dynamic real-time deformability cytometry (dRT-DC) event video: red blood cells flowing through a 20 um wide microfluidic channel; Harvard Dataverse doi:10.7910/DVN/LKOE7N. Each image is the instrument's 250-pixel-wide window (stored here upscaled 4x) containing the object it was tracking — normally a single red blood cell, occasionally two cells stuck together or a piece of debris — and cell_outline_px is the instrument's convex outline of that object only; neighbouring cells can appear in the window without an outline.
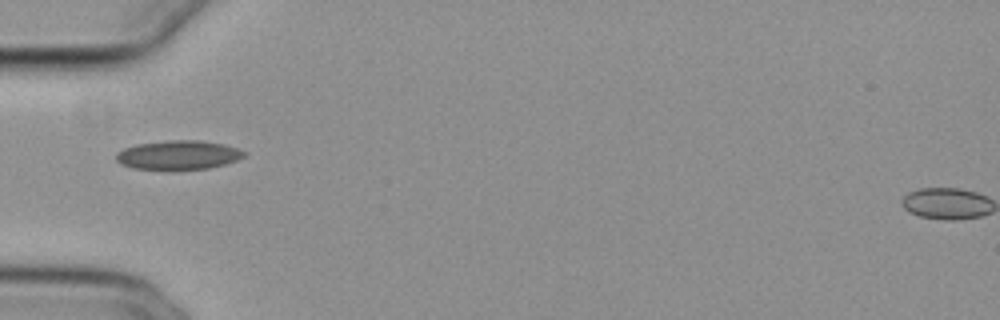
{"species": "common noctule bat (a hibernating species)", "species_latin": "Nyctalus noctula", "temperature_condition": "cold", "stored_images_in_passage": 30, "camera_frame_rate_fps": 3000, "um_per_image_px": 0.085, "animal": {"sex": "female", "body_mass_g": 29.2, "forearm_length_mm": 56.3}, "frame": {"image": 1, "passage_image": 1, "time_ms": 0.0, "image_size_px": [1000, 320], "cell_outline_px": [[248, 152], [244, 156], [236, 160], [224, 164], [208, 168], [172, 172], [168, 172], [132, 168], [120, 164], [116, 160], [116, 152], [124, 148], [136, 144], [168, 140], [200, 140], [224, 144]], "centroid_in_image_um": [15.11, 13.21], "position_along_channel_um": 69.9, "area_um2": 22.48}}
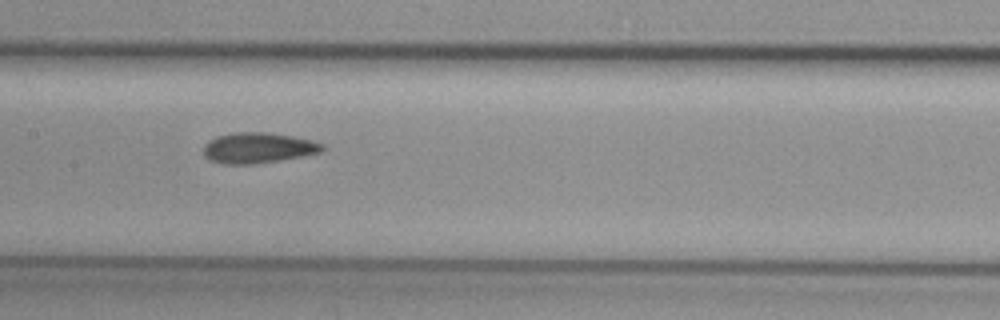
{"frame": {"image": 2, "passage_image": 10, "time_ms": 3.0, "image_size_px": [1000, 320], "cell_outline_px": [[324, 148], [320, 152], [280, 160], [252, 164], [224, 164], [212, 160], [204, 156], [204, 144], [208, 140], [216, 136], [236, 132], [264, 132], [292, 136], [312, 140], [324, 144]], "centroid_in_image_um": [21.91, 12.56], "position_along_channel_um": 185.5, "area_um2": 21.04}}
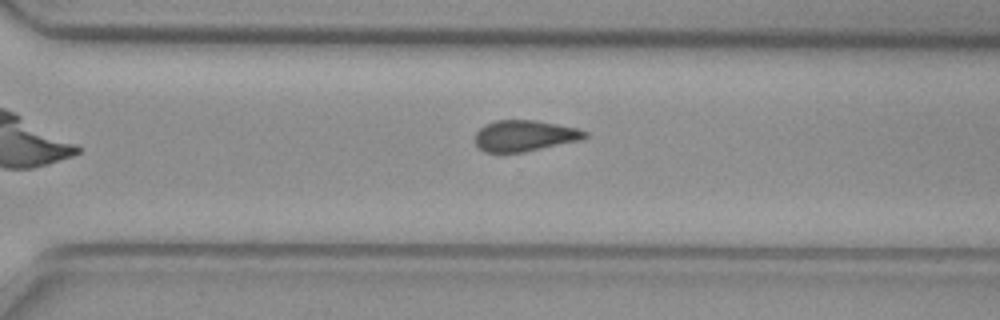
{"frame": {"image": 3, "passage_image": 21, "time_ms": 6.667, "image_size_px": [1000, 320], "cell_outline_px": [[588, 136], [584, 140], [524, 152], [484, 152], [476, 144], [476, 132], [484, 124], [496, 120], [536, 120], [576, 128], [588, 132]], "centroid_in_image_um": [44.63, 11.54], "position_along_channel_um": 326.0, "area_um2": 20.0}, "authors_computed_cell_mechanics": {"area_um2": 20.6057, "velocity_mm_per_s": 3.8557, "shape_relaxation_time_tau1_ms": null, "shape_relaxation_time_tau2_ms": 7.3623, "deformation_change_tau1": null, "deformation_change_tau2": 0.1251}}